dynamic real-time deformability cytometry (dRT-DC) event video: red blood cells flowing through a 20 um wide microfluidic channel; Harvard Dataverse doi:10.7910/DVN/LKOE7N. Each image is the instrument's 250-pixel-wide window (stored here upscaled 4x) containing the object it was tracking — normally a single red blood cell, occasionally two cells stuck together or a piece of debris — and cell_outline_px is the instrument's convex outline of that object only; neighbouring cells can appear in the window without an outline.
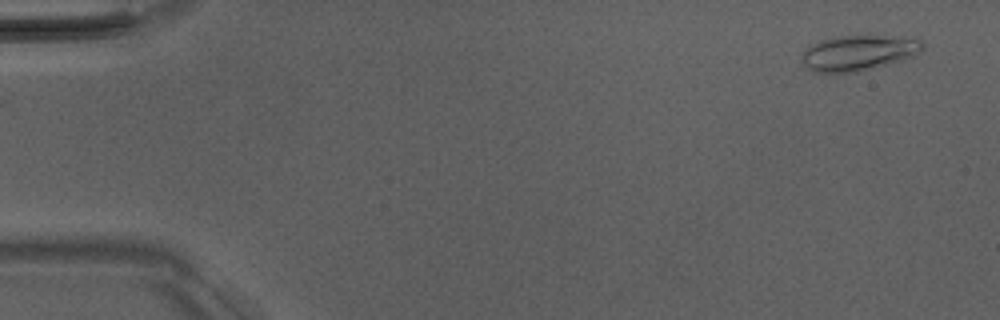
{"species": "Egyptian fruit bat (a non-hibernating species)", "species_latin": "Rousettus aegyptiacus", "temperature_condition": "room temperature", "stored_images_in_passage": 2, "camera_frame_rate_fps": 3000, "um_per_image_px": 0.085, "animal": {"sex": "male"}, "frame": {"image": 1, "passage_image": 2, "time_ms": 1.333, "image_size_px": [1000, 320], "cell_outline_px": [[924, 48], [916, 56], [904, 60], [856, 72], [812, 72], [800, 60], [804, 48], [812, 44], [824, 40], [840, 36], [864, 32], [868, 32], [920, 40], [924, 44]], "centroid_in_image_um": [73.0, 4.45], "position_along_channel_um": 12.0, "area_um2": 25.72}}